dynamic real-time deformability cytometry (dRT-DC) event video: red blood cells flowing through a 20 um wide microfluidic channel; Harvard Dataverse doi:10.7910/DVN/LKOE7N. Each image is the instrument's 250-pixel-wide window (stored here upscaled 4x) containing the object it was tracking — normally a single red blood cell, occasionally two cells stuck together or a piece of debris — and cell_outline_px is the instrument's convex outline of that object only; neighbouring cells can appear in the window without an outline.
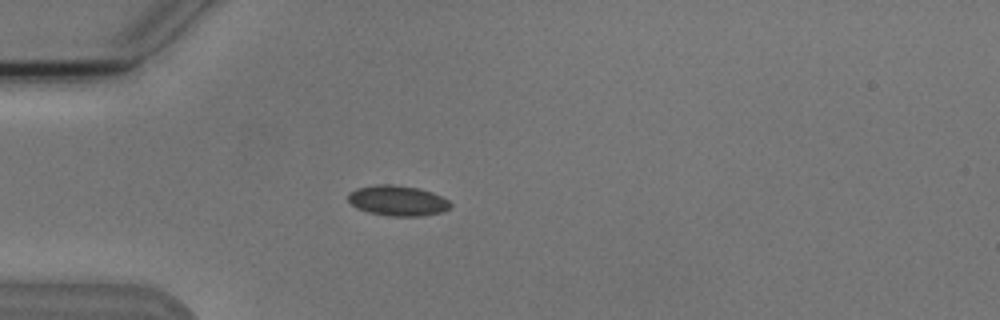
{"species": "Egyptian fruit bat (a non-hibernating species)", "species_latin": "Rousettus aegyptiacus", "temperature_condition": "cold", "stored_images_in_passage": 5, "camera_frame_rate_fps": 3000, "um_per_image_px": 0.085, "animal": {"sex": "male"}, "frame": {"image": 1, "passage_image": 4, "time_ms": 3.667, "image_size_px": [1000, 320], "cell_outline_px": [[452, 208], [444, 212], [424, 216], [388, 216], [368, 212], [356, 208], [348, 200], [348, 192], [356, 188], [376, 184], [392, 184], [416, 188], [432, 192], [448, 200], [452, 204]], "centroid_in_image_um": [33.81, 17.06], "position_along_channel_um": 51.2, "area_um2": 18.32}}